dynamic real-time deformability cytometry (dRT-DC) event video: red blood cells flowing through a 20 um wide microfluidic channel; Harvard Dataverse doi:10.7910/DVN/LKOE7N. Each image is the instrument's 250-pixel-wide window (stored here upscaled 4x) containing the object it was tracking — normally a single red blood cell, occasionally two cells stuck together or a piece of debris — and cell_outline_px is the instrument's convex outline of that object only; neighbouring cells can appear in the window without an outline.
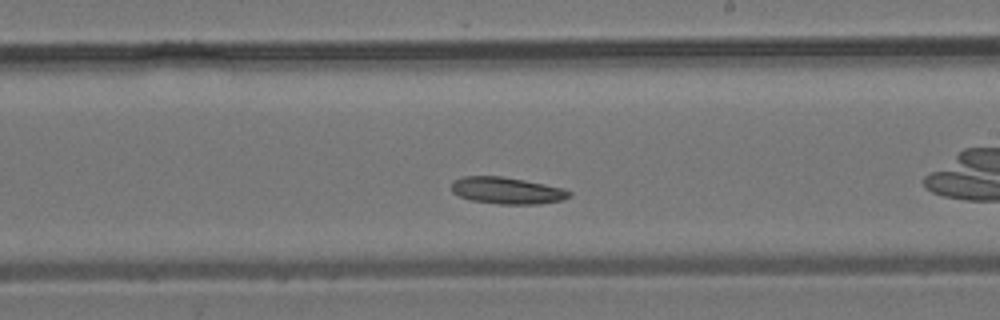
{"species": "common noctule bat (a hibernating species)", "species_latin": "Nyctalus noctula", "temperature_condition": "room temperature", "stored_images_in_passage": 28, "camera_frame_rate_fps": 3000, "um_per_image_px": 0.085, "animal": {"sex": "male", "body_mass_g": 19.2, "forearm_length_mm": 51.8}, "frame": {"image": 1, "passage_image": 13, "time_ms": 4.0, "image_size_px": [1000, 320], "cell_outline_px": [[572, 196], [560, 200], [540, 204], [500, 204], [472, 200], [460, 196], [452, 192], [452, 180], [464, 176], [504, 176], [564, 188], [572, 192]], "centroid_in_image_um": [43.1, 16.19], "position_along_channel_um": 245.9, "area_um2": 18.38}}